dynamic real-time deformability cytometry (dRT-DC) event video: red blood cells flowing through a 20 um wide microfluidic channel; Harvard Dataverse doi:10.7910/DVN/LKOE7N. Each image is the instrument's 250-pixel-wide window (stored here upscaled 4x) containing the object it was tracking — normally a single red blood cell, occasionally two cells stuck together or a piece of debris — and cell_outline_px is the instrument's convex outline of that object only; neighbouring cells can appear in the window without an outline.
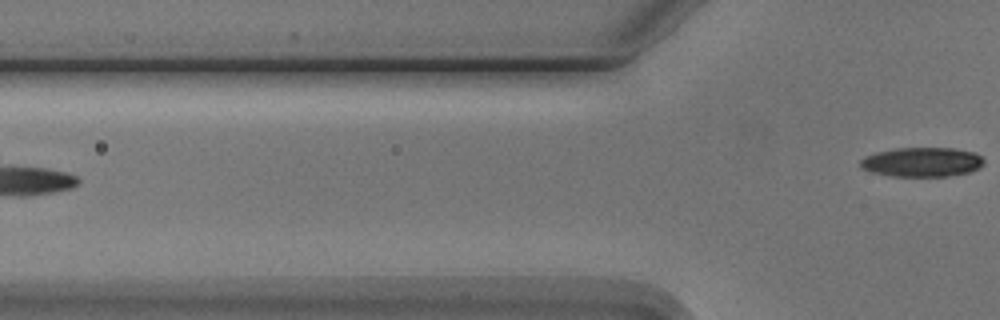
{"species": "Egyptian fruit bat (a non-hibernating species)", "species_latin": "Rousettus aegyptiacus", "temperature_condition": "cold", "stored_images_in_passage": 6, "camera_frame_rate_fps": 3000, "um_per_image_px": 0.085, "animal": {"sex": "male"}, "frame": {"image": 1, "passage_image": 6, "time_ms": 6.333, "image_size_px": [1000, 320], "cell_outline_px": [[984, 164], [980, 168], [968, 172], [948, 176], [892, 176], [872, 172], [860, 168], [860, 160], [864, 156], [876, 152], [896, 148], [956, 148], [976, 152], [984, 160]], "centroid_in_image_um": [78.37, 13.77], "position_along_channel_um": 47.4, "area_um2": 21.33}}